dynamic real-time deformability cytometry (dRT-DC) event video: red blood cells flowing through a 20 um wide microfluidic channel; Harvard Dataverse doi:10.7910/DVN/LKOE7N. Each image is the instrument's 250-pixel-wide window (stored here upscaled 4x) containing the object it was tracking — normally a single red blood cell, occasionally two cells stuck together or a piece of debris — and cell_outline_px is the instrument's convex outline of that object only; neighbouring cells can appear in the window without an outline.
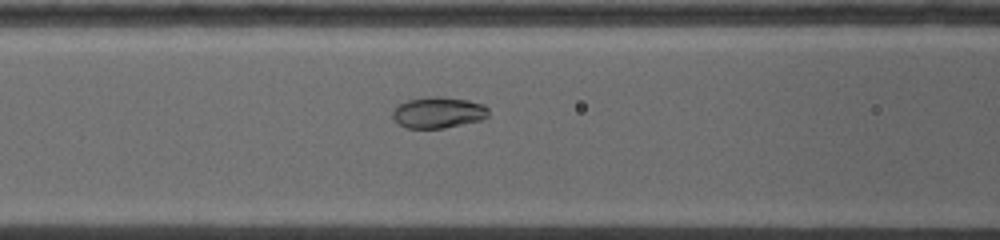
{"species": "common noctule bat (a hibernating species)", "species_latin": "Nyctalus noctula", "temperature_condition": "warm", "stored_images_in_passage": 8, "camera_frame_rate_fps": 5000, "um_per_image_px": 0.085, "animal": {"sex": "female", "body_mass_g": 19.0, "forearm_length_mm": 53.3}, "frame": {"image": 1, "passage_image": 5, "time_ms": 2.8, "image_size_px": [1000, 240], "cell_outline_px": [[488, 116], [484, 120], [444, 128], [408, 128], [400, 124], [392, 116], [392, 112], [400, 104], [408, 100], [424, 96], [444, 96], [468, 100], [484, 104], [488, 108]], "centroid_in_image_um": [37.3, 9.55], "position_along_channel_um": 129.3, "area_um2": 17.57}}
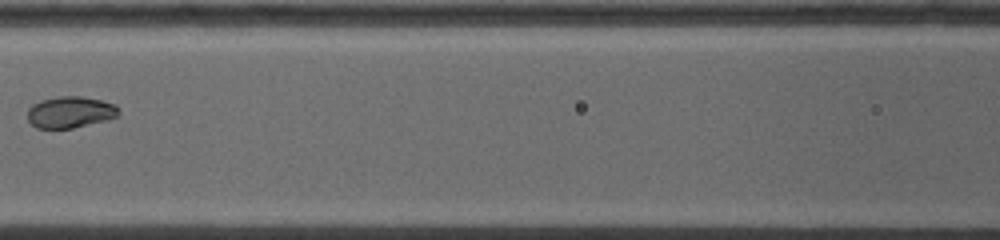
{"frame": {"image": 2, "passage_image": 6, "time_ms": 3.6, "image_size_px": [1000, 240], "cell_outline_px": [[120, 116], [108, 120], [72, 128], [36, 128], [28, 120], [28, 108], [32, 104], [40, 100], [56, 96], [80, 96], [100, 100], [116, 104], [120, 108]], "centroid_in_image_um": [6.0, 9.52], "position_along_channel_um": 160.6, "area_um2": 16.99}}
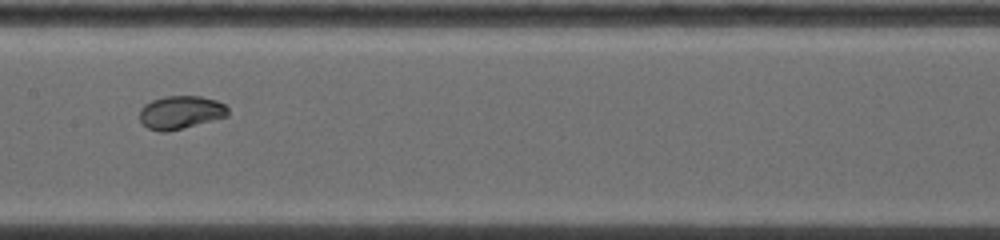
{"frame": {"image": 3, "passage_image": 7, "time_ms": 4.4, "image_size_px": [1000, 240], "cell_outline_px": [[228, 116], [164, 132], [160, 132], [148, 128], [140, 120], [140, 108], [144, 104], [152, 100], [164, 96], [200, 96], [216, 100], [224, 104], [228, 108]], "centroid_in_image_um": [15.33, 9.53], "position_along_channel_um": 192.1, "area_um2": 16.88}}